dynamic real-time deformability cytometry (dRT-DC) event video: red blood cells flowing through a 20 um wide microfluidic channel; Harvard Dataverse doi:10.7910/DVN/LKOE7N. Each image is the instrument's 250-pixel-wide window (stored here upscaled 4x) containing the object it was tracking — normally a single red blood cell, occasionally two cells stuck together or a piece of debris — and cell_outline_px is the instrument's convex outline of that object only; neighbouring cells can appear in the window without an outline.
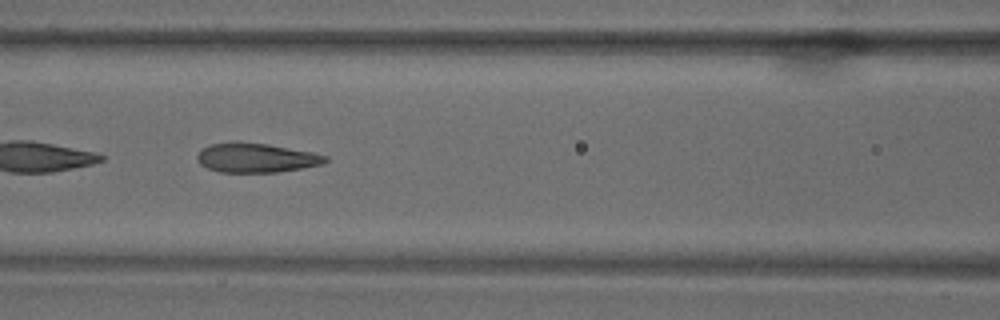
{"species": "common noctule bat (a hibernating species)", "species_latin": "Nyctalus noctula", "temperature_condition": "warm", "stored_images_in_passage": 41, "camera_frame_rate_fps": 3000, "um_per_image_px": 0.085, "animal": {"sex": "male", "body_mass_g": 18.8}, "frame": {"image": 1, "passage_image": 12, "time_ms": 3.667, "image_size_px": [1000, 320], "cell_outline_px": [[328, 160], [320, 164], [300, 168], [276, 172], [220, 172], [208, 168], [200, 164], [196, 160], [196, 156], [208, 144], [232, 140], [240, 140], [268, 144], [312, 152], [328, 156]], "centroid_in_image_um": [21.71, 13.38], "position_along_channel_um": 144.9, "area_um2": 22.14}}